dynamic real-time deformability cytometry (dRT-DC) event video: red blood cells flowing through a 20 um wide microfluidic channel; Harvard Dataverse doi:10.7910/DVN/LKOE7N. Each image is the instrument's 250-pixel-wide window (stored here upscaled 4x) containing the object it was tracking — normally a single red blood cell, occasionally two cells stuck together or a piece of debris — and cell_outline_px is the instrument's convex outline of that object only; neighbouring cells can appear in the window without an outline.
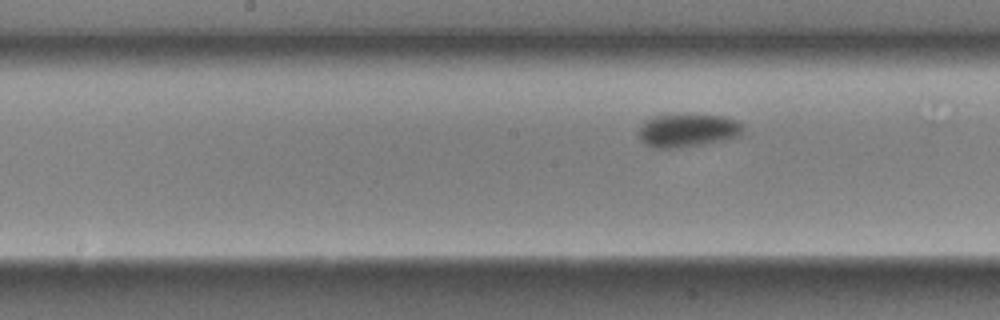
{"species": "Egyptian fruit bat (a non-hibernating species)", "species_latin": "Rousettus aegyptiacus", "temperature_condition": "room temperature", "stored_images_in_passage": 9, "segment_of_instrument_passage": [2, 2], "camera_frame_rate_fps": 3000, "um_per_image_px": 0.085, "animal": {"sex": "male"}, "frame": {"image": 1, "passage_image": 9, "time_ms": 2.667, "image_size_px": [1000, 320], "cell_outline_px": [[744, 128], [740, 136], [724, 140], [672, 148], [656, 148], [640, 140], [640, 128], [644, 120], [656, 116], [720, 116], [732, 120], [740, 124]], "centroid_in_image_um": [58.43, 11.1], "position_along_channel_um": 189.8, "area_um2": 19.25}}